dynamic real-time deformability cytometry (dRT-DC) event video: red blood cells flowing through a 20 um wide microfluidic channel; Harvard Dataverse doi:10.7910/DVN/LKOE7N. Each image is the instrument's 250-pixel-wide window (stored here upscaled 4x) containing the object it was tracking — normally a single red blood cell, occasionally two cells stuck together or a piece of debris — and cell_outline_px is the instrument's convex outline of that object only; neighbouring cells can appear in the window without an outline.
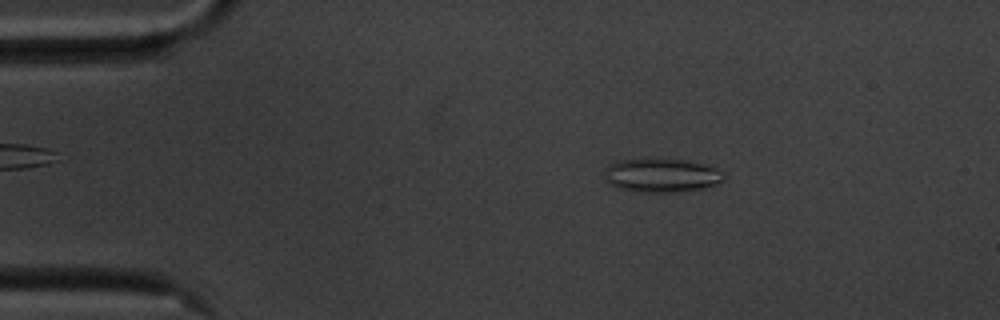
{"species": "common noctule bat (a hibernating species)", "species_latin": "Nyctalus noctula", "temperature_condition": "cold", "stored_images_in_passage": 56, "camera_frame_rate_fps": 3000, "um_per_image_px": 0.085, "animal": {"sex": "male", "body_mass_g": 20.1, "forearm_length_mm": 53.5}, "frame": {"image": 1, "passage_image": 9, "time_ms": 2.667, "image_size_px": [1000, 320], "cell_outline_px": [[724, 180], [716, 184], [704, 188], [676, 192], [640, 192], [616, 188], [608, 180], [604, 172], [608, 164], [620, 160], [684, 160], [704, 164], [716, 168], [724, 172]], "centroid_in_image_um": [56.26, 14.92], "position_along_channel_um": 28.7, "area_um2": 23.18}}
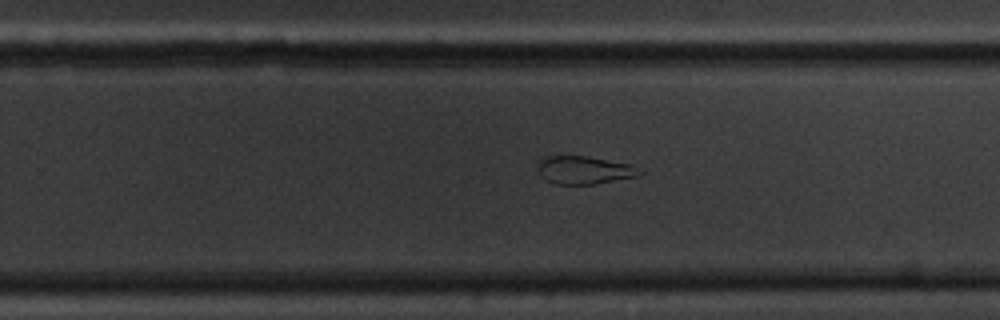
{"frame": {"image": 2, "passage_image": 35, "time_ms": 11.333, "image_size_px": [1000, 320], "cell_outline_px": [[644, 172], [636, 176], [596, 184], [556, 184], [548, 180], [540, 172], [536, 164], [536, 160], [544, 156], [584, 156], [632, 164]], "centroid_in_image_um": [49.65, 14.44], "position_along_channel_um": 280.2, "area_um2": 16.53}}
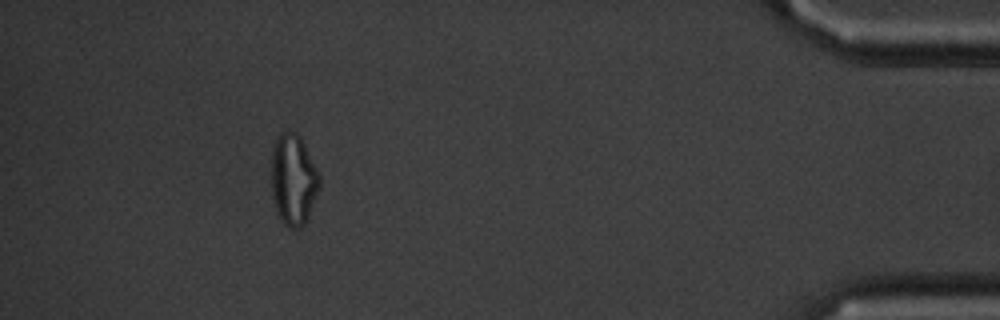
{"frame": {"image": 3, "passage_image": 51, "time_ms": 16.667, "image_size_px": [1000, 320], "cell_outline_px": [[320, 184], [308, 220], [300, 228], [288, 228], [284, 224], [276, 212], [272, 196], [272, 152], [276, 136], [284, 132], [296, 132], [300, 136], [320, 172]], "centroid_in_image_um": [24.95, 15.29], "position_along_channel_um": 410.2, "area_um2": 25.78}, "authors_computed_cell_mechanics": {"area_um2": 22.8021, "velocity_mm_per_s": 3.5011, "shape_relaxation_time_tau1_ms": null, "shape_relaxation_time_tau2_ms": 3.1213, "deformation_change_tau1": null, "deformation_change_tau2": 0.0885}}